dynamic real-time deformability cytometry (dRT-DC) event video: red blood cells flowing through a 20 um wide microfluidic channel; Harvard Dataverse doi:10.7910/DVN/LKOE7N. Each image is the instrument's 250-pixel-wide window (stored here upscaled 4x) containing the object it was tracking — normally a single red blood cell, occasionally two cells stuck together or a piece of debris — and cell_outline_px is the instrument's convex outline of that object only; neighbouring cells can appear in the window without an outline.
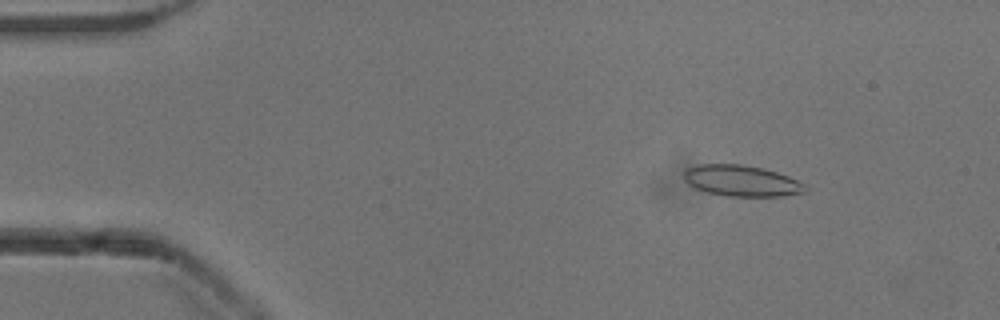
{"species": "common noctule bat (a hibernating species)", "species_latin": "Nyctalus noctula", "temperature_condition": "cold", "stored_images_in_passage": 52, "camera_frame_rate_fps": 3000, "um_per_image_px": 0.085, "animal": {"sex": "male", "body_mass_g": 13.3}, "frame": {"image": 1, "passage_image": 7, "time_ms": 2.0, "image_size_px": [1000, 320], "cell_outline_px": [[808, 188], [804, 192], [784, 196], [724, 196], [708, 192], [696, 188], [688, 184], [684, 180], [684, 172], [688, 168], [700, 164], [740, 164], [764, 168], [788, 176], [804, 184]], "centroid_in_image_um": [63.03, 15.37], "position_along_channel_um": 22.0, "area_um2": 21.91}}
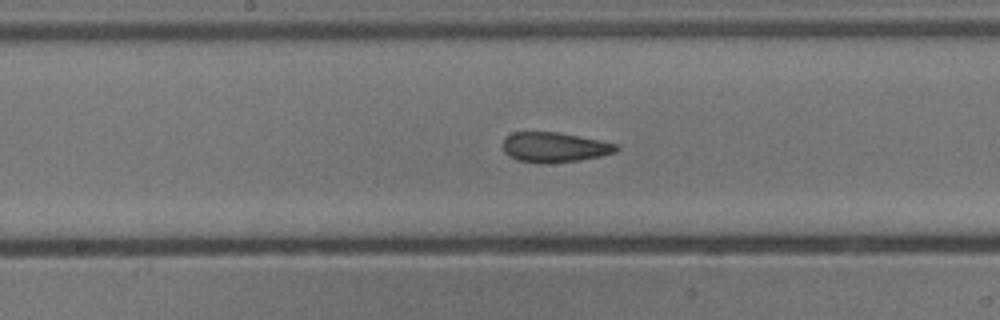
{"frame": {"image": 2, "passage_image": 27, "time_ms": 8.667, "image_size_px": [1000, 320], "cell_outline_px": [[620, 148], [616, 152], [600, 156], [580, 160], [544, 164], [540, 164], [516, 160], [508, 156], [504, 152], [504, 136], [512, 132], [560, 132], [620, 144]], "centroid_in_image_um": [47.14, 12.52], "position_along_channel_um": 201.1, "area_um2": 20.17}}
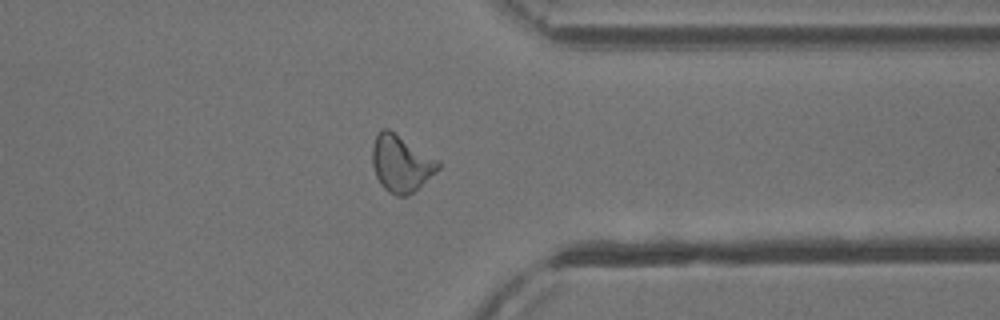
{"frame": {"image": 3, "passage_image": 41, "time_ms": 13.333, "image_size_px": [1000, 320], "cell_outline_px": [[440, 168], [436, 172], [408, 196], [396, 196], [388, 192], [380, 184], [376, 176], [372, 164], [372, 144], [380, 128], [388, 128], [440, 160]], "centroid_in_image_um": [34.08, 13.88], "position_along_channel_um": 377.3, "area_um2": 21.96}, "authors_computed_cell_mechanics": {"area_um2": 21.0103, "velocity_mm_per_s": 3.8984, "shape_relaxation_time_tau1_ms": 10.075, "shape_relaxation_time_tau2_ms": 1.692, "deformation_change_tau1": 0.2066, "deformation_change_tau2": 0.0834}}